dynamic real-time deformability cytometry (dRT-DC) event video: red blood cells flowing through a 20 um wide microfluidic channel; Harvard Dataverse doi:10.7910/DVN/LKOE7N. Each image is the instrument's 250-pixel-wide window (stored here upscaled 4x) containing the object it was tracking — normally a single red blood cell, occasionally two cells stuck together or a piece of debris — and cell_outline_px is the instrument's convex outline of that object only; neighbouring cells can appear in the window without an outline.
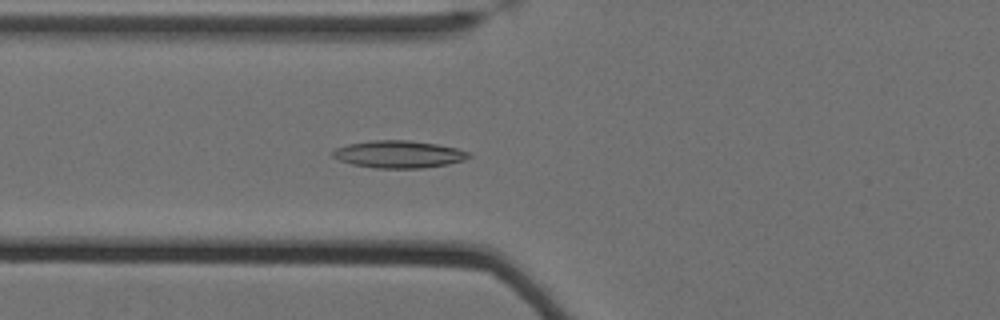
{"species": "Egyptian fruit bat (a non-hibernating species)", "species_latin": "Rousettus aegyptiacus", "temperature_condition": "cold", "stored_images_in_passage": 38, "camera_frame_rate_fps": 3000, "um_per_image_px": 0.085, "animal": {"sex": "female"}, "frame": {"image": 1, "passage_image": 3, "time_ms": 0.667, "image_size_px": [1000, 320], "cell_outline_px": [[472, 156], [464, 160], [448, 164], [424, 168], [376, 168], [352, 164], [340, 160], [332, 156], [332, 152], [336, 148], [348, 144], [372, 140], [408, 140], [436, 144], [456, 148], [468, 152]], "centroid_in_image_um": [33.9, 13.11], "position_along_channel_um": 91.9, "area_um2": 21.56}}
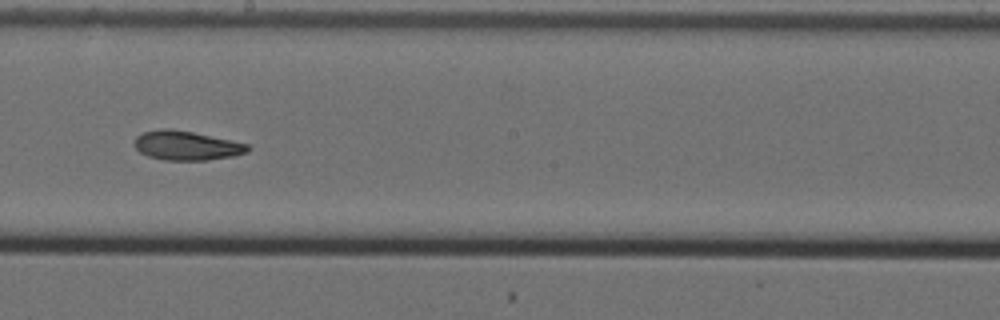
{"frame": {"image": 2, "passage_image": 15, "time_ms": 4.667, "image_size_px": [1000, 320], "cell_outline_px": [[252, 148], [248, 152], [232, 156], [208, 160], [164, 160], [148, 156], [140, 152], [132, 144], [136, 136], [144, 132], [164, 128], [168, 128], [192, 132], [248, 144]], "centroid_in_image_um": [15.83, 12.38], "position_along_channel_um": 232.4, "area_um2": 19.25}}
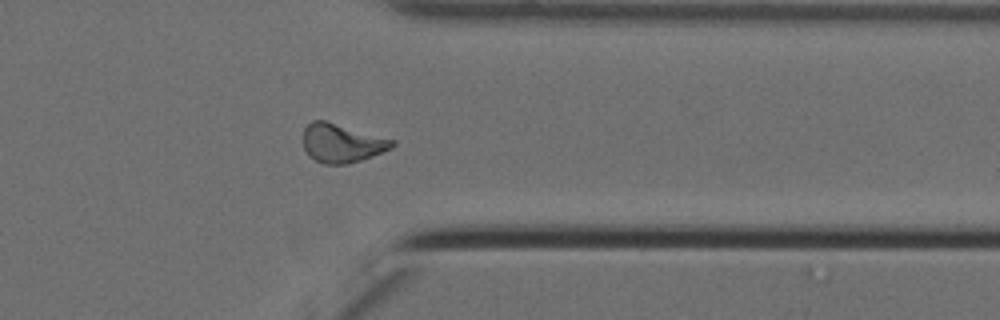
{"frame": {"image": 3, "passage_image": 28, "time_ms": 9.0, "image_size_px": [1000, 320], "cell_outline_px": [[396, 144], [392, 148], [372, 156], [348, 164], [324, 164], [308, 156], [304, 148], [304, 128], [312, 120], [324, 120], [396, 140]], "centroid_in_image_um": [29.06, 12.16], "position_along_channel_um": 382.3, "area_um2": 20.06}}